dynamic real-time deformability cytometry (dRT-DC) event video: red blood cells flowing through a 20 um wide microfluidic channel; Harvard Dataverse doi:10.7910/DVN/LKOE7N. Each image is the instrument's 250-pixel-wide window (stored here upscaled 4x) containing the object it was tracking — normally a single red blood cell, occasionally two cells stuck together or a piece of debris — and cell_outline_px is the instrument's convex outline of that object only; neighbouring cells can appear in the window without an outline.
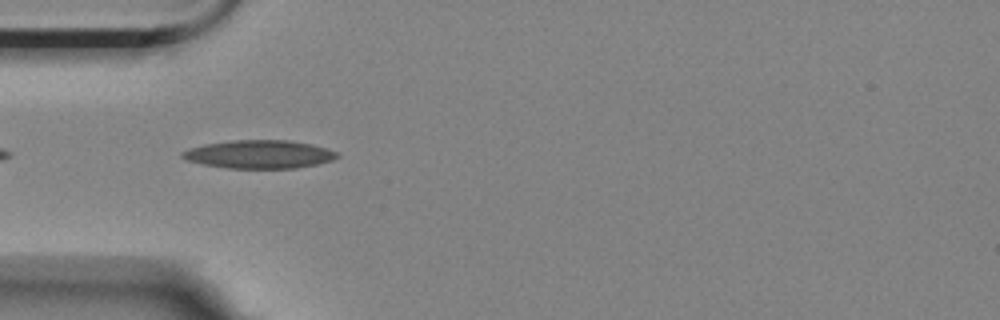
{"species": "Egyptian fruit bat (a non-hibernating species)", "species_latin": "Rousettus aegyptiacus", "temperature_condition": "room temperature", "stored_images_in_passage": 2, "camera_frame_rate_fps": 3000, "um_per_image_px": 0.085, "animal": {"sex": "female"}, "frame": {"image": 1, "passage_image": 2, "time_ms": 0.333, "image_size_px": [1000, 320], "cell_outline_px": [[340, 156], [332, 160], [316, 164], [296, 168], [228, 168], [204, 164], [188, 160], [180, 156], [180, 152], [188, 148], [204, 144], [232, 140], [288, 140], [312, 144], [336, 152]], "centroid_in_image_um": [22.01, 13.11], "position_along_channel_um": 63.0, "area_um2": 25.37}}